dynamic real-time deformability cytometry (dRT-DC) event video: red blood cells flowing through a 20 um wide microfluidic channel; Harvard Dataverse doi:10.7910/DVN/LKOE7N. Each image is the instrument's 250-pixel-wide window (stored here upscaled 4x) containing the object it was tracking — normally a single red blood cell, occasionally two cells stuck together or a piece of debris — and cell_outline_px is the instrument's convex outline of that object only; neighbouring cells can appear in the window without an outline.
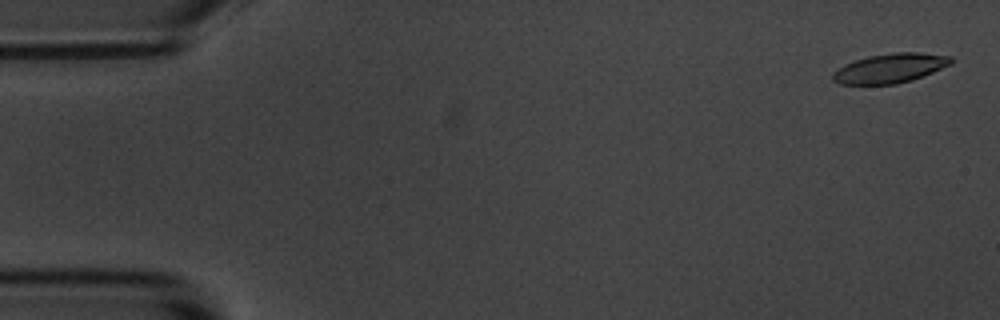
{"species": "common noctule bat (a hibernating species)", "species_latin": "Nyctalus noctula", "temperature_condition": "room temperature", "stored_images_in_passage": 5, "camera_frame_rate_fps": 3000, "um_per_image_px": 0.085, "animal": {"sex": "male", "body_mass_g": 20.1, "forearm_length_mm": 53.5}, "frame": {"image": 1, "passage_image": 1, "time_ms": 0.0, "image_size_px": [1000, 320], "cell_outline_px": [[956, 60], [952, 64], [912, 80], [896, 84], [840, 84], [832, 80], [832, 72], [844, 64], [868, 56], [892, 52], [916, 52], [952, 56]], "centroid_in_image_um": [75.67, 5.79], "position_along_channel_um": 9.3, "area_um2": 20.4}}
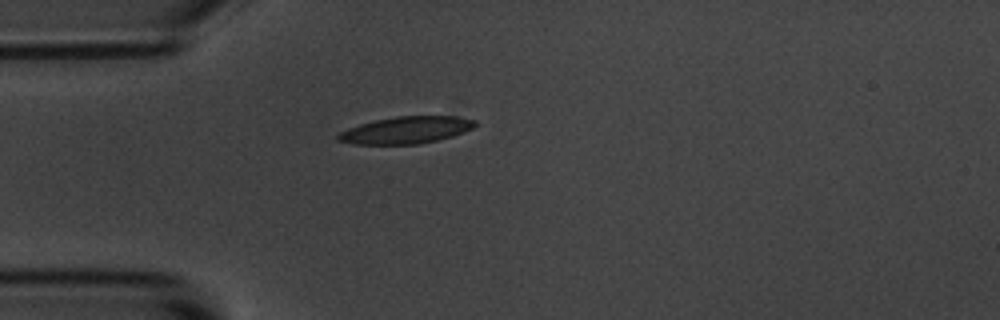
{"frame": {"image": 2, "passage_image": 4, "time_ms": 4.333, "image_size_px": [1000, 320], "cell_outline_px": [[476, 124], [472, 128], [464, 132], [452, 136], [436, 140], [416, 144], [356, 144], [336, 140], [336, 136], [340, 132], [348, 128], [360, 124], [376, 120], [396, 116], [456, 116], [476, 120]], "centroid_in_image_um": [34.51, 11.05], "position_along_channel_um": 50.5, "area_um2": 21.39}}